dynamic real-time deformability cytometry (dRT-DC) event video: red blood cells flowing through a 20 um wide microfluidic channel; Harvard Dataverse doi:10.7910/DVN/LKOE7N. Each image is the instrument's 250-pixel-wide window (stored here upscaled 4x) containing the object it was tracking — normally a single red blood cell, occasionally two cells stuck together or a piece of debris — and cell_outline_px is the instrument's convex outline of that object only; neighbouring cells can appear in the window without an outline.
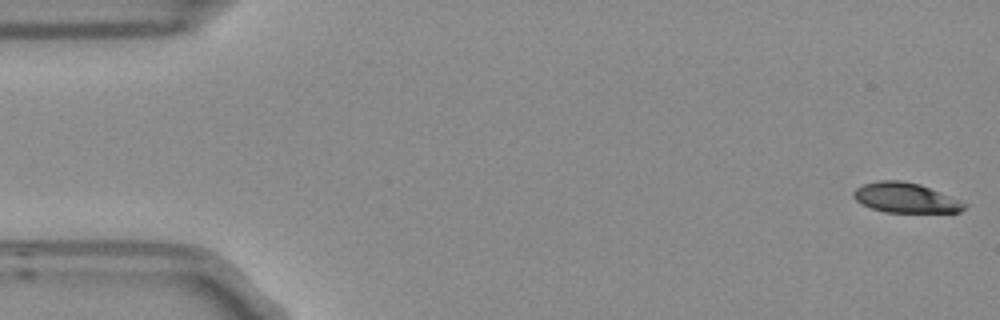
{"species": "Egyptian fruit bat (a non-hibernating species)", "species_latin": "Rousettus aegyptiacus", "temperature_condition": "room temperature", "stored_images_in_passage": 5, "camera_frame_rate_fps": 3000, "um_per_image_px": 0.085, "frame": {"image": 1, "passage_image": 1, "time_ms": 0.0, "image_size_px": [1000, 320], "cell_outline_px": [[968, 204], [960, 212], [884, 212], [872, 208], [856, 200], [852, 196], [852, 192], [856, 188], [864, 184], [876, 180], [900, 180], [920, 184], [960, 200]], "centroid_in_image_um": [76.96, 16.8], "position_along_channel_um": 8.0, "area_um2": 19.25}}
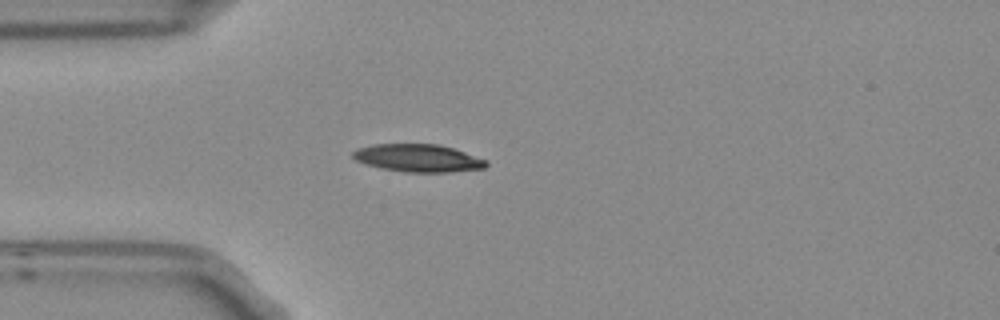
{"frame": {"image": 2, "passage_image": 4, "time_ms": 1.0, "image_size_px": [1000, 320], "cell_outline_px": [[488, 164], [484, 168], [452, 172], [404, 172], [380, 168], [356, 160], [352, 156], [352, 152], [360, 148], [372, 144], [440, 144], [488, 160]], "centroid_in_image_um": [35.56, 13.44], "position_along_channel_um": 49.4, "area_um2": 21.44}}